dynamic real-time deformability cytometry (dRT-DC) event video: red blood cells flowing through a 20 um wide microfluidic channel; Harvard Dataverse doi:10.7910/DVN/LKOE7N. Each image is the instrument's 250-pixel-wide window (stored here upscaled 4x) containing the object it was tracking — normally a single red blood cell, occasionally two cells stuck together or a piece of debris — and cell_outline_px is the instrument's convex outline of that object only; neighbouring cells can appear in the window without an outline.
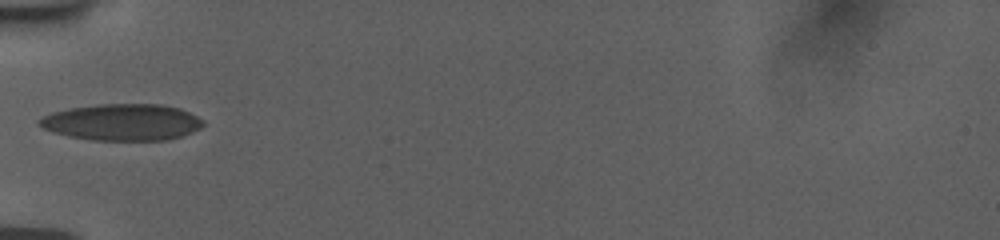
{"species": "human", "species_latin": "Homo sapiens", "temperature_condition": "room temperature", "stored_images_in_passage": 36, "camera_frame_rate_fps": 3000, "um_per_image_px": 0.085, "donor": {"sex": "female"}, "frame": {"image": 1, "passage_image": 1, "time_ms": 0.0, "image_size_px": [1000, 240], "cell_outline_px": [[204, 124], [200, 128], [192, 132], [180, 136], [164, 140], [88, 140], [68, 136], [52, 132], [36, 124], [36, 120], [52, 112], [68, 108], [96, 104], [160, 104], [180, 108], [204, 120]], "centroid_in_image_um": [10.34, 10.38], "position_along_channel_um": 74.7, "area_um2": 35.08}}
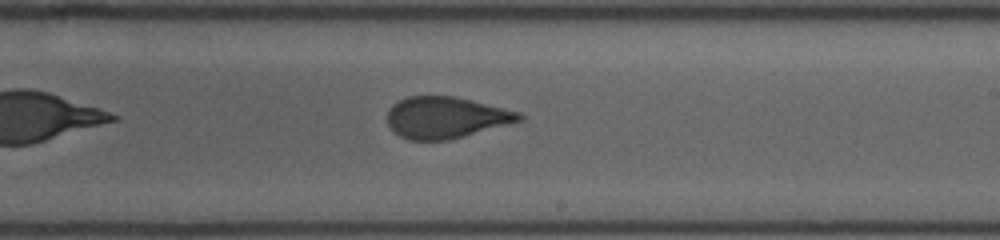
{"frame": {"image": 2, "passage_image": 15, "time_ms": 4.667, "image_size_px": [1000, 240], "cell_outline_px": [[524, 120], [448, 140], [408, 140], [400, 136], [388, 124], [388, 108], [392, 104], [408, 96], [452, 96], [472, 100], [520, 112], [524, 116]], "centroid_in_image_um": [37.9, 9.98], "position_along_channel_um": 251.1, "area_um2": 31.73}}
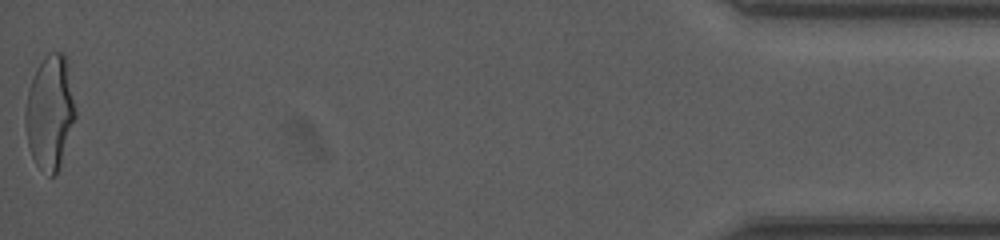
{"frame": {"image": 3, "passage_image": 36, "time_ms": 11.667, "image_size_px": [1000, 240], "cell_outline_px": [[76, 116], [56, 176], [48, 176], [36, 164], [32, 156], [28, 144], [24, 120], [24, 112], [28, 92], [36, 68], [44, 56], [48, 52], [60, 52], [68, 60], [76, 112]], "centroid_in_image_um": [4.24, 9.53], "position_along_channel_um": 431.0, "area_um2": 33.35}, "authors_computed_cell_mechanics": {"area_um2": 32.946, "velocity_mm_per_s": 3.7717, "shape_relaxation_time_tau1_ms": 6.5582, "shape_relaxation_time_tau2_ms": 1.0436, "deformation_change_tau1": 0.1913, "deformation_change_tau2": 0.0811}}